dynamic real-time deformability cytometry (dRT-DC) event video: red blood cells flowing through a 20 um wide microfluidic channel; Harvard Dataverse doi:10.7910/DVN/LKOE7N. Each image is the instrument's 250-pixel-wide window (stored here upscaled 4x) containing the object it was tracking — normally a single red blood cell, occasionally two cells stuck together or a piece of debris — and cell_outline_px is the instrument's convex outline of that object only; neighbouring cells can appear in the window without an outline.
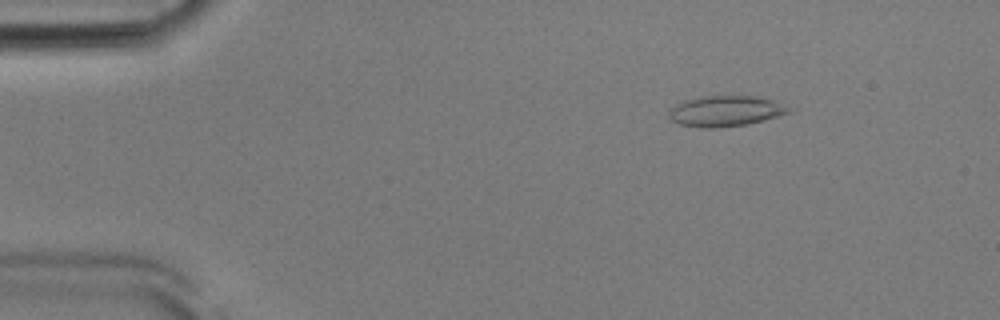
{"species": "Egyptian fruit bat (a non-hibernating species)", "species_latin": "Rousettus aegyptiacus", "temperature_condition": "room temperature", "stored_images_in_passage": 52, "camera_frame_rate_fps": 3000, "um_per_image_px": 0.085, "animal": {"sex": "male"}, "frame": {"image": 1, "passage_image": 7, "time_ms": 2.0, "image_size_px": [1000, 320], "cell_outline_px": [[796, 108], [792, 112], [748, 124], [716, 128], [700, 128], [680, 124], [672, 120], [668, 116], [668, 112], [676, 104], [684, 100], [700, 96], [756, 96], [772, 100]], "centroid_in_image_um": [61.7, 9.44], "position_along_channel_um": 23.3, "area_um2": 21.62}}
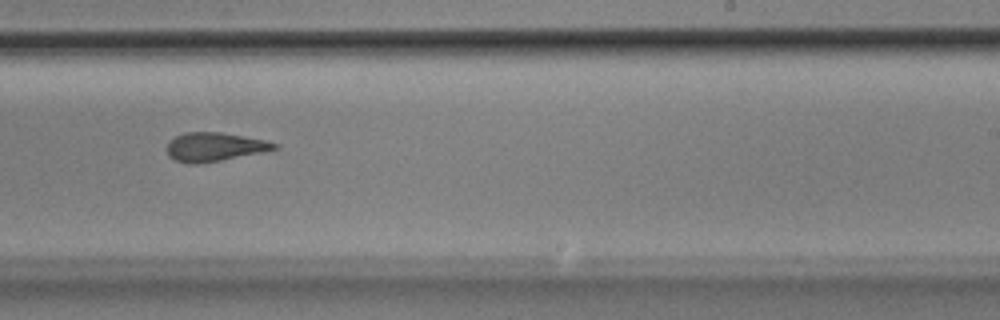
{"frame": {"image": 2, "passage_image": 32, "time_ms": 10.333, "image_size_px": [1000, 320], "cell_outline_px": [[280, 148], [264, 152], [220, 160], [176, 160], [168, 156], [168, 140], [184, 132], [220, 132], [268, 140], [280, 144]], "centroid_in_image_um": [18.35, 12.42], "position_along_channel_um": 270.7, "area_um2": 17.4}}
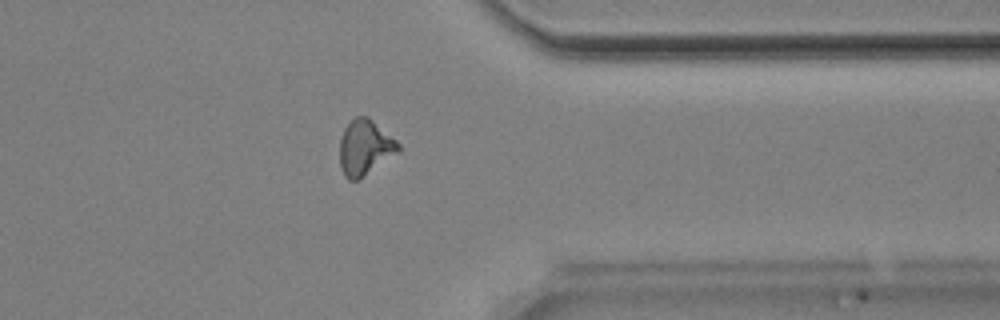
{"frame": {"image": 3, "passage_image": 41, "time_ms": 13.333, "image_size_px": [1000, 320], "cell_outline_px": [[400, 152], [356, 180], [348, 180], [344, 176], [340, 168], [340, 140], [344, 128], [356, 116], [368, 116], [396, 140], [400, 144]], "centroid_in_image_um": [31.02, 12.53], "position_along_channel_um": 380.4, "area_um2": 18.79}, "authors_computed_cell_mechanics": {"area_um2": 18.5249, "velocity_mm_per_s": 3.8933, "shape_relaxation_time_tau1_ms": null, "shape_relaxation_time_tau2_ms": 3.9948, "deformation_change_tau1": null, "deformation_change_tau2": 0.1413}}